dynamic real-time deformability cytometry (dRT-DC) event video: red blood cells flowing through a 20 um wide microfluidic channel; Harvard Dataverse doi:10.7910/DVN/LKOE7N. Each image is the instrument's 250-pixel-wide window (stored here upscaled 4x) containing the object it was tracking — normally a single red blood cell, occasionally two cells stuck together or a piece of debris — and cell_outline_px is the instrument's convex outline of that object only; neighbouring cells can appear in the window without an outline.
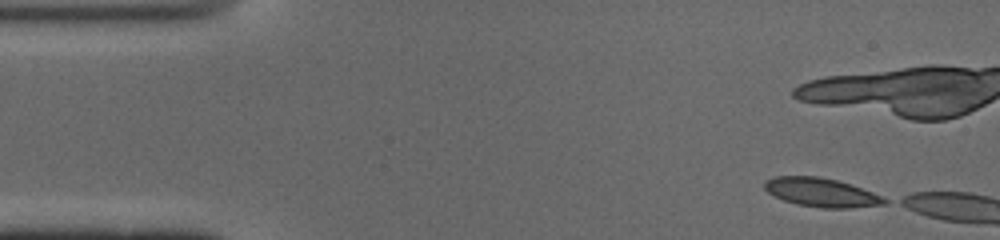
{"species": "common noctule bat (a hibernating species)", "species_latin": "Nyctalus noctula", "temperature_condition": "cold", "stored_images_in_passage": 11, "camera_frame_rate_fps": 3000, "um_per_image_px": 0.085, "animal": {"sex": "male", "body_mass_g": 19.0, "forearm_length_mm": 50.8}, "frame": {"image": 1, "passage_image": 1, "time_ms": 0.0, "image_size_px": [1000, 240], "cell_outline_px": [[888, 204], [852, 208], [820, 208], [796, 204], [772, 196], [764, 188], [764, 180], [776, 176], [816, 176], [836, 180], [872, 192], [888, 200]], "centroid_in_image_um": [69.78, 16.37], "position_along_channel_um": 15.2, "area_um2": 20.11}}